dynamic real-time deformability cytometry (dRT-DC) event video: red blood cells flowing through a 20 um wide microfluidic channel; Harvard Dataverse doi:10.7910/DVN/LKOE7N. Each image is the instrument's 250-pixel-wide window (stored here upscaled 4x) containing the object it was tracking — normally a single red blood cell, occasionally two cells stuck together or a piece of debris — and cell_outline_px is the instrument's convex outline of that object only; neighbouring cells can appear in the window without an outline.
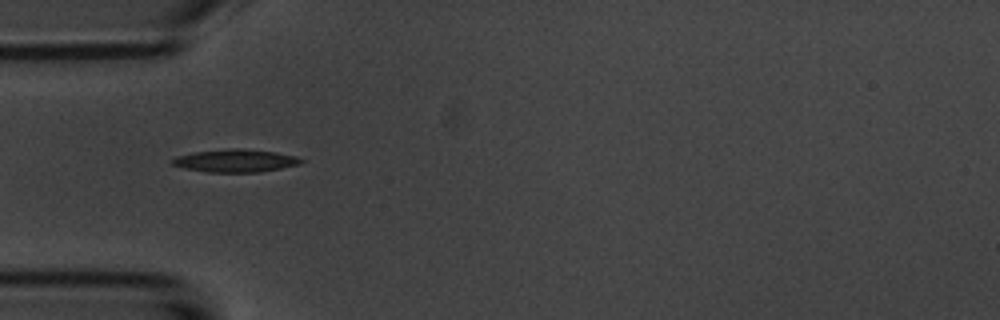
{"species": "common noctule bat (a hibernating species)", "species_latin": "Nyctalus noctula", "temperature_condition": "room temperature", "stored_images_in_passage": 15, "camera_frame_rate_fps": 3000, "um_per_image_px": 0.085, "animal": {"sex": "male", "body_mass_g": 20.1, "forearm_length_mm": 53.5}, "frame": {"image": 1, "passage_image": 5, "time_ms": 5.333, "image_size_px": [1000, 320], "cell_outline_px": [[304, 160], [300, 164], [260, 172], [208, 172], [184, 168], [172, 164], [168, 160], [176, 156], [196, 152], [232, 148], [240, 148], [276, 152], [296, 156]], "centroid_in_image_um": [20.0, 13.66], "position_along_channel_um": 65.0, "area_um2": 17.05}}
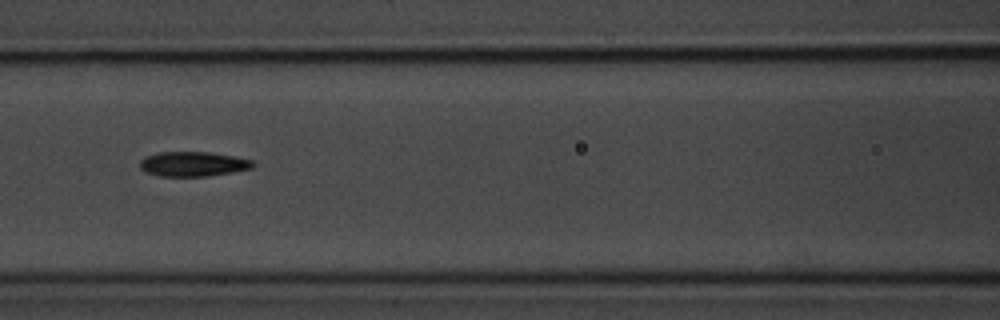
{"frame": {"image": 2, "passage_image": 7, "time_ms": 7.667, "image_size_px": [1000, 320], "cell_outline_px": [[256, 164], [252, 168], [204, 176], [160, 176], [144, 172], [140, 168], [140, 160], [144, 156], [160, 152], [208, 152], [232, 156], [252, 160]], "centroid_in_image_um": [16.35, 13.93], "position_along_channel_um": 150.3, "area_um2": 16.13}}
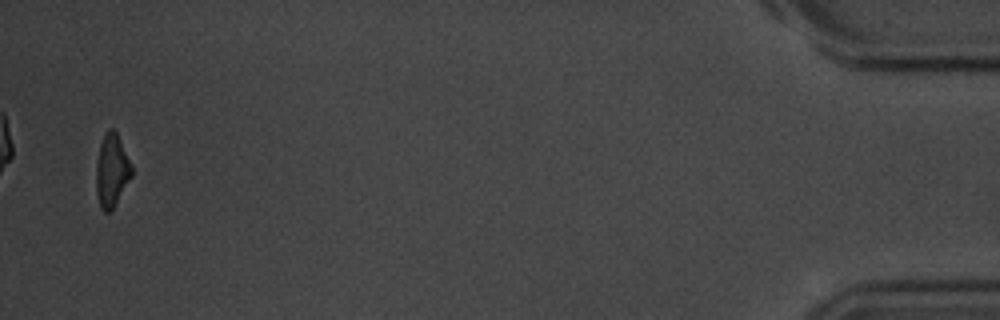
{"frame": {"image": 3, "passage_image": 15, "time_ms": 17.667, "image_size_px": [1000, 320], "cell_outline_px": [[132, 176], [112, 208], [108, 212], [104, 212], [100, 208], [96, 192], [96, 164], [100, 144], [108, 128], [112, 128], [116, 132], [132, 164]], "centroid_in_image_um": [9.49, 14.49], "position_along_channel_um": 425.7, "area_um2": 14.91}, "authors_computed_cell_mechanics": {"area_um2": 16.2418, "velocity_mm_per_s": 3.6358, "shape_relaxation_time_tau1_ms": 3.7224, "shape_relaxation_time_tau2_ms": 2.5972, "deformation_change_tau1": 0.1344, "deformation_change_tau2": 0.0967}}